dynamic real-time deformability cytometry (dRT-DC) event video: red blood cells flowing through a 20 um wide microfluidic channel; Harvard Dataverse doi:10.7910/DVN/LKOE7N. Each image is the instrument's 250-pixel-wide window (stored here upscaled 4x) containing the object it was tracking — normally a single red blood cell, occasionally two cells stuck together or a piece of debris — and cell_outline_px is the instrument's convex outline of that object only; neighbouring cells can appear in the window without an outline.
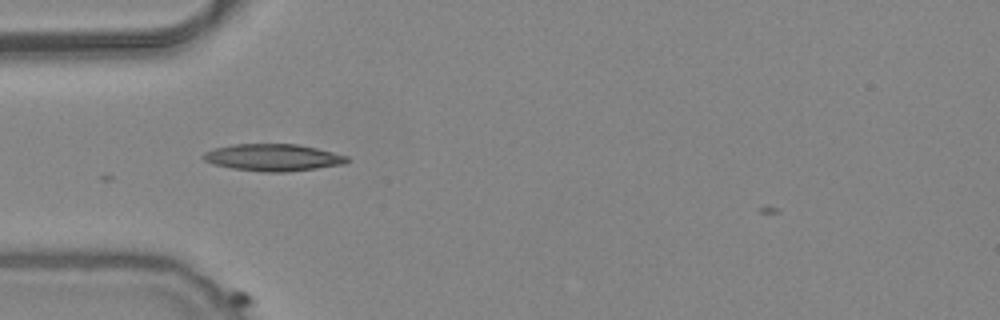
{"species": "common noctule bat (a hibernating species)", "species_latin": "Nyctalus noctula", "temperature_condition": "warm", "stored_images_in_passage": 6, "camera_frame_rate_fps": 3000, "um_per_image_px": 0.085, "animal": {"sex": "female", "body_mass_g": 24.6, "forearm_length_mm": 56.2}, "frame": {"image": 1, "passage_image": 1, "time_ms": 0.0, "image_size_px": [1000, 320], "cell_outline_px": [[348, 160], [344, 164], [288, 172], [264, 172], [232, 168], [212, 164], [204, 160], [200, 156], [204, 152], [212, 148], [232, 144], [296, 144], [316, 148], [348, 156]], "centroid_in_image_um": [23.15, 13.38], "position_along_channel_um": 61.9, "area_um2": 22.66}}